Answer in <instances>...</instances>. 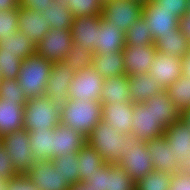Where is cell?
Masks as SVG:
<instances>
[{
	"mask_svg": "<svg viewBox=\"0 0 190 190\" xmlns=\"http://www.w3.org/2000/svg\"><path fill=\"white\" fill-rule=\"evenodd\" d=\"M130 141H139L135 136L124 134L118 128L101 120L87 136L86 143L93 147L105 160L106 164L115 165L126 155Z\"/></svg>",
	"mask_w": 190,
	"mask_h": 190,
	"instance_id": "cell-1",
	"label": "cell"
},
{
	"mask_svg": "<svg viewBox=\"0 0 190 190\" xmlns=\"http://www.w3.org/2000/svg\"><path fill=\"white\" fill-rule=\"evenodd\" d=\"M102 103L97 101L69 100L61 104L60 123L83 133L86 137L102 120Z\"/></svg>",
	"mask_w": 190,
	"mask_h": 190,
	"instance_id": "cell-2",
	"label": "cell"
},
{
	"mask_svg": "<svg viewBox=\"0 0 190 190\" xmlns=\"http://www.w3.org/2000/svg\"><path fill=\"white\" fill-rule=\"evenodd\" d=\"M52 66L53 62L37 54L22 60L17 80L28 99L45 95Z\"/></svg>",
	"mask_w": 190,
	"mask_h": 190,
	"instance_id": "cell-3",
	"label": "cell"
},
{
	"mask_svg": "<svg viewBox=\"0 0 190 190\" xmlns=\"http://www.w3.org/2000/svg\"><path fill=\"white\" fill-rule=\"evenodd\" d=\"M61 105L42 95L28 99L24 106V129L29 131L55 129L60 123Z\"/></svg>",
	"mask_w": 190,
	"mask_h": 190,
	"instance_id": "cell-4",
	"label": "cell"
},
{
	"mask_svg": "<svg viewBox=\"0 0 190 190\" xmlns=\"http://www.w3.org/2000/svg\"><path fill=\"white\" fill-rule=\"evenodd\" d=\"M5 150L12 159L15 170L19 174H26L34 161L33 151L30 149V138L26 129L9 132L0 137Z\"/></svg>",
	"mask_w": 190,
	"mask_h": 190,
	"instance_id": "cell-5",
	"label": "cell"
},
{
	"mask_svg": "<svg viewBox=\"0 0 190 190\" xmlns=\"http://www.w3.org/2000/svg\"><path fill=\"white\" fill-rule=\"evenodd\" d=\"M143 11V3L136 0H113L103 4L102 19L106 23H112V27L124 32L140 19Z\"/></svg>",
	"mask_w": 190,
	"mask_h": 190,
	"instance_id": "cell-6",
	"label": "cell"
},
{
	"mask_svg": "<svg viewBox=\"0 0 190 190\" xmlns=\"http://www.w3.org/2000/svg\"><path fill=\"white\" fill-rule=\"evenodd\" d=\"M104 80L93 65L76 72L69 86L70 100L86 99L100 102Z\"/></svg>",
	"mask_w": 190,
	"mask_h": 190,
	"instance_id": "cell-7",
	"label": "cell"
},
{
	"mask_svg": "<svg viewBox=\"0 0 190 190\" xmlns=\"http://www.w3.org/2000/svg\"><path fill=\"white\" fill-rule=\"evenodd\" d=\"M118 165L125 170L134 182L151 173L153 171L152 158L146 148V142L130 141L127 153L121 157Z\"/></svg>",
	"mask_w": 190,
	"mask_h": 190,
	"instance_id": "cell-8",
	"label": "cell"
},
{
	"mask_svg": "<svg viewBox=\"0 0 190 190\" xmlns=\"http://www.w3.org/2000/svg\"><path fill=\"white\" fill-rule=\"evenodd\" d=\"M73 44L70 29H49L36 45V54L56 63L62 62Z\"/></svg>",
	"mask_w": 190,
	"mask_h": 190,
	"instance_id": "cell-9",
	"label": "cell"
},
{
	"mask_svg": "<svg viewBox=\"0 0 190 190\" xmlns=\"http://www.w3.org/2000/svg\"><path fill=\"white\" fill-rule=\"evenodd\" d=\"M149 26L153 40L167 33H174L179 28V19L168 11L161 8L154 0L143 4L141 16Z\"/></svg>",
	"mask_w": 190,
	"mask_h": 190,
	"instance_id": "cell-10",
	"label": "cell"
},
{
	"mask_svg": "<svg viewBox=\"0 0 190 190\" xmlns=\"http://www.w3.org/2000/svg\"><path fill=\"white\" fill-rule=\"evenodd\" d=\"M75 73L69 65L63 62L53 63L46 82L45 96L60 105L68 102L70 100L69 86Z\"/></svg>",
	"mask_w": 190,
	"mask_h": 190,
	"instance_id": "cell-11",
	"label": "cell"
},
{
	"mask_svg": "<svg viewBox=\"0 0 190 190\" xmlns=\"http://www.w3.org/2000/svg\"><path fill=\"white\" fill-rule=\"evenodd\" d=\"M133 121L131 124L132 134L140 141L162 136L165 130L156 122L157 118L152 108L142 103H133Z\"/></svg>",
	"mask_w": 190,
	"mask_h": 190,
	"instance_id": "cell-12",
	"label": "cell"
},
{
	"mask_svg": "<svg viewBox=\"0 0 190 190\" xmlns=\"http://www.w3.org/2000/svg\"><path fill=\"white\" fill-rule=\"evenodd\" d=\"M26 175L38 190H68L70 186L56 171L52 160L35 161Z\"/></svg>",
	"mask_w": 190,
	"mask_h": 190,
	"instance_id": "cell-13",
	"label": "cell"
},
{
	"mask_svg": "<svg viewBox=\"0 0 190 190\" xmlns=\"http://www.w3.org/2000/svg\"><path fill=\"white\" fill-rule=\"evenodd\" d=\"M174 153L173 157L184 169H190V128L180 118L166 128L164 134Z\"/></svg>",
	"mask_w": 190,
	"mask_h": 190,
	"instance_id": "cell-14",
	"label": "cell"
},
{
	"mask_svg": "<svg viewBox=\"0 0 190 190\" xmlns=\"http://www.w3.org/2000/svg\"><path fill=\"white\" fill-rule=\"evenodd\" d=\"M101 18L98 15L73 18L70 26L73 44L95 53L98 30L101 29Z\"/></svg>",
	"mask_w": 190,
	"mask_h": 190,
	"instance_id": "cell-15",
	"label": "cell"
},
{
	"mask_svg": "<svg viewBox=\"0 0 190 190\" xmlns=\"http://www.w3.org/2000/svg\"><path fill=\"white\" fill-rule=\"evenodd\" d=\"M182 69V58H176L156 51L149 74L158 82L163 90H166L182 76Z\"/></svg>",
	"mask_w": 190,
	"mask_h": 190,
	"instance_id": "cell-16",
	"label": "cell"
},
{
	"mask_svg": "<svg viewBox=\"0 0 190 190\" xmlns=\"http://www.w3.org/2000/svg\"><path fill=\"white\" fill-rule=\"evenodd\" d=\"M156 51L154 45H126L123 49L125 75L149 73Z\"/></svg>",
	"mask_w": 190,
	"mask_h": 190,
	"instance_id": "cell-17",
	"label": "cell"
},
{
	"mask_svg": "<svg viewBox=\"0 0 190 190\" xmlns=\"http://www.w3.org/2000/svg\"><path fill=\"white\" fill-rule=\"evenodd\" d=\"M146 148L152 158L153 170H162L174 175L184 169L175 161L174 153L164 135L146 141Z\"/></svg>",
	"mask_w": 190,
	"mask_h": 190,
	"instance_id": "cell-18",
	"label": "cell"
},
{
	"mask_svg": "<svg viewBox=\"0 0 190 190\" xmlns=\"http://www.w3.org/2000/svg\"><path fill=\"white\" fill-rule=\"evenodd\" d=\"M87 137L71 127L59 123L54 129V154L53 159L65 156L68 153L77 154L86 144Z\"/></svg>",
	"mask_w": 190,
	"mask_h": 190,
	"instance_id": "cell-19",
	"label": "cell"
},
{
	"mask_svg": "<svg viewBox=\"0 0 190 190\" xmlns=\"http://www.w3.org/2000/svg\"><path fill=\"white\" fill-rule=\"evenodd\" d=\"M19 31L33 40L37 45L47 34L50 26L41 16V12L19 7L18 22Z\"/></svg>",
	"mask_w": 190,
	"mask_h": 190,
	"instance_id": "cell-20",
	"label": "cell"
},
{
	"mask_svg": "<svg viewBox=\"0 0 190 190\" xmlns=\"http://www.w3.org/2000/svg\"><path fill=\"white\" fill-rule=\"evenodd\" d=\"M147 107L152 108L156 122L166 131V128L181 118V112L171 101L165 90L149 100L143 102Z\"/></svg>",
	"mask_w": 190,
	"mask_h": 190,
	"instance_id": "cell-21",
	"label": "cell"
},
{
	"mask_svg": "<svg viewBox=\"0 0 190 190\" xmlns=\"http://www.w3.org/2000/svg\"><path fill=\"white\" fill-rule=\"evenodd\" d=\"M102 120L109 123L112 128H118L124 134L132 132L133 102L117 104H102Z\"/></svg>",
	"mask_w": 190,
	"mask_h": 190,
	"instance_id": "cell-22",
	"label": "cell"
},
{
	"mask_svg": "<svg viewBox=\"0 0 190 190\" xmlns=\"http://www.w3.org/2000/svg\"><path fill=\"white\" fill-rule=\"evenodd\" d=\"M128 78V91L133 103H142L164 91L149 73L132 75Z\"/></svg>",
	"mask_w": 190,
	"mask_h": 190,
	"instance_id": "cell-23",
	"label": "cell"
},
{
	"mask_svg": "<svg viewBox=\"0 0 190 190\" xmlns=\"http://www.w3.org/2000/svg\"><path fill=\"white\" fill-rule=\"evenodd\" d=\"M126 46L125 32L112 27V23H106L101 18V29L98 30L97 50L94 54H107L123 51Z\"/></svg>",
	"mask_w": 190,
	"mask_h": 190,
	"instance_id": "cell-24",
	"label": "cell"
},
{
	"mask_svg": "<svg viewBox=\"0 0 190 190\" xmlns=\"http://www.w3.org/2000/svg\"><path fill=\"white\" fill-rule=\"evenodd\" d=\"M24 106L0 98V137L24 127Z\"/></svg>",
	"mask_w": 190,
	"mask_h": 190,
	"instance_id": "cell-25",
	"label": "cell"
},
{
	"mask_svg": "<svg viewBox=\"0 0 190 190\" xmlns=\"http://www.w3.org/2000/svg\"><path fill=\"white\" fill-rule=\"evenodd\" d=\"M129 78L127 75L109 77L104 80L102 91L100 93V102L102 104H121L132 102L128 91Z\"/></svg>",
	"mask_w": 190,
	"mask_h": 190,
	"instance_id": "cell-26",
	"label": "cell"
},
{
	"mask_svg": "<svg viewBox=\"0 0 190 190\" xmlns=\"http://www.w3.org/2000/svg\"><path fill=\"white\" fill-rule=\"evenodd\" d=\"M156 50L176 58H183L190 52V42L178 28L174 33H167L154 40Z\"/></svg>",
	"mask_w": 190,
	"mask_h": 190,
	"instance_id": "cell-27",
	"label": "cell"
},
{
	"mask_svg": "<svg viewBox=\"0 0 190 190\" xmlns=\"http://www.w3.org/2000/svg\"><path fill=\"white\" fill-rule=\"evenodd\" d=\"M28 135L34 161L52 160L54 154V129L29 131Z\"/></svg>",
	"mask_w": 190,
	"mask_h": 190,
	"instance_id": "cell-28",
	"label": "cell"
},
{
	"mask_svg": "<svg viewBox=\"0 0 190 190\" xmlns=\"http://www.w3.org/2000/svg\"><path fill=\"white\" fill-rule=\"evenodd\" d=\"M93 66L98 74L104 79L115 76H124L125 67L123 51H112L110 54H94Z\"/></svg>",
	"mask_w": 190,
	"mask_h": 190,
	"instance_id": "cell-29",
	"label": "cell"
},
{
	"mask_svg": "<svg viewBox=\"0 0 190 190\" xmlns=\"http://www.w3.org/2000/svg\"><path fill=\"white\" fill-rule=\"evenodd\" d=\"M41 16L51 29H70L73 22L72 13L62 0H52Z\"/></svg>",
	"mask_w": 190,
	"mask_h": 190,
	"instance_id": "cell-30",
	"label": "cell"
},
{
	"mask_svg": "<svg viewBox=\"0 0 190 190\" xmlns=\"http://www.w3.org/2000/svg\"><path fill=\"white\" fill-rule=\"evenodd\" d=\"M0 52L15 53V56L24 60L36 54V45L33 40L18 31L7 39H0Z\"/></svg>",
	"mask_w": 190,
	"mask_h": 190,
	"instance_id": "cell-31",
	"label": "cell"
},
{
	"mask_svg": "<svg viewBox=\"0 0 190 190\" xmlns=\"http://www.w3.org/2000/svg\"><path fill=\"white\" fill-rule=\"evenodd\" d=\"M77 156L80 181L82 182L88 180L90 175L106 164L103 157L87 143L79 149Z\"/></svg>",
	"mask_w": 190,
	"mask_h": 190,
	"instance_id": "cell-32",
	"label": "cell"
},
{
	"mask_svg": "<svg viewBox=\"0 0 190 190\" xmlns=\"http://www.w3.org/2000/svg\"><path fill=\"white\" fill-rule=\"evenodd\" d=\"M165 92L181 113L190 109V77L182 75Z\"/></svg>",
	"mask_w": 190,
	"mask_h": 190,
	"instance_id": "cell-33",
	"label": "cell"
},
{
	"mask_svg": "<svg viewBox=\"0 0 190 190\" xmlns=\"http://www.w3.org/2000/svg\"><path fill=\"white\" fill-rule=\"evenodd\" d=\"M52 161L56 171L62 175L69 185L80 181L77 154L68 153L65 156H58L52 159Z\"/></svg>",
	"mask_w": 190,
	"mask_h": 190,
	"instance_id": "cell-34",
	"label": "cell"
},
{
	"mask_svg": "<svg viewBox=\"0 0 190 190\" xmlns=\"http://www.w3.org/2000/svg\"><path fill=\"white\" fill-rule=\"evenodd\" d=\"M171 176L172 174L166 171L153 170L135 182V190H169Z\"/></svg>",
	"mask_w": 190,
	"mask_h": 190,
	"instance_id": "cell-35",
	"label": "cell"
},
{
	"mask_svg": "<svg viewBox=\"0 0 190 190\" xmlns=\"http://www.w3.org/2000/svg\"><path fill=\"white\" fill-rule=\"evenodd\" d=\"M125 37L126 45H154V40L149 31V26L142 17L135 21L127 32H125Z\"/></svg>",
	"mask_w": 190,
	"mask_h": 190,
	"instance_id": "cell-36",
	"label": "cell"
},
{
	"mask_svg": "<svg viewBox=\"0 0 190 190\" xmlns=\"http://www.w3.org/2000/svg\"><path fill=\"white\" fill-rule=\"evenodd\" d=\"M93 61L94 53L72 44L62 62L69 65L75 72H78L93 65Z\"/></svg>",
	"mask_w": 190,
	"mask_h": 190,
	"instance_id": "cell-37",
	"label": "cell"
},
{
	"mask_svg": "<svg viewBox=\"0 0 190 190\" xmlns=\"http://www.w3.org/2000/svg\"><path fill=\"white\" fill-rule=\"evenodd\" d=\"M71 11L73 18L102 15L103 3L101 0H62Z\"/></svg>",
	"mask_w": 190,
	"mask_h": 190,
	"instance_id": "cell-38",
	"label": "cell"
},
{
	"mask_svg": "<svg viewBox=\"0 0 190 190\" xmlns=\"http://www.w3.org/2000/svg\"><path fill=\"white\" fill-rule=\"evenodd\" d=\"M135 182L118 164H108V190H135Z\"/></svg>",
	"mask_w": 190,
	"mask_h": 190,
	"instance_id": "cell-39",
	"label": "cell"
},
{
	"mask_svg": "<svg viewBox=\"0 0 190 190\" xmlns=\"http://www.w3.org/2000/svg\"><path fill=\"white\" fill-rule=\"evenodd\" d=\"M0 98L25 106L28 98L17 79H0Z\"/></svg>",
	"mask_w": 190,
	"mask_h": 190,
	"instance_id": "cell-40",
	"label": "cell"
},
{
	"mask_svg": "<svg viewBox=\"0 0 190 190\" xmlns=\"http://www.w3.org/2000/svg\"><path fill=\"white\" fill-rule=\"evenodd\" d=\"M22 59L15 53L0 52L1 79H17L20 72Z\"/></svg>",
	"mask_w": 190,
	"mask_h": 190,
	"instance_id": "cell-41",
	"label": "cell"
},
{
	"mask_svg": "<svg viewBox=\"0 0 190 190\" xmlns=\"http://www.w3.org/2000/svg\"><path fill=\"white\" fill-rule=\"evenodd\" d=\"M19 7L0 11V39H7L19 31L18 22Z\"/></svg>",
	"mask_w": 190,
	"mask_h": 190,
	"instance_id": "cell-42",
	"label": "cell"
},
{
	"mask_svg": "<svg viewBox=\"0 0 190 190\" xmlns=\"http://www.w3.org/2000/svg\"><path fill=\"white\" fill-rule=\"evenodd\" d=\"M19 173L15 170L12 159L0 141V179L10 181Z\"/></svg>",
	"mask_w": 190,
	"mask_h": 190,
	"instance_id": "cell-43",
	"label": "cell"
},
{
	"mask_svg": "<svg viewBox=\"0 0 190 190\" xmlns=\"http://www.w3.org/2000/svg\"><path fill=\"white\" fill-rule=\"evenodd\" d=\"M85 182L94 190H108V164L95 171Z\"/></svg>",
	"mask_w": 190,
	"mask_h": 190,
	"instance_id": "cell-44",
	"label": "cell"
},
{
	"mask_svg": "<svg viewBox=\"0 0 190 190\" xmlns=\"http://www.w3.org/2000/svg\"><path fill=\"white\" fill-rule=\"evenodd\" d=\"M161 8L171 11L178 19L187 13L188 0H154Z\"/></svg>",
	"mask_w": 190,
	"mask_h": 190,
	"instance_id": "cell-45",
	"label": "cell"
},
{
	"mask_svg": "<svg viewBox=\"0 0 190 190\" xmlns=\"http://www.w3.org/2000/svg\"><path fill=\"white\" fill-rule=\"evenodd\" d=\"M169 190H190V169L172 175Z\"/></svg>",
	"mask_w": 190,
	"mask_h": 190,
	"instance_id": "cell-46",
	"label": "cell"
},
{
	"mask_svg": "<svg viewBox=\"0 0 190 190\" xmlns=\"http://www.w3.org/2000/svg\"><path fill=\"white\" fill-rule=\"evenodd\" d=\"M6 190H38L26 174H18L8 181Z\"/></svg>",
	"mask_w": 190,
	"mask_h": 190,
	"instance_id": "cell-47",
	"label": "cell"
},
{
	"mask_svg": "<svg viewBox=\"0 0 190 190\" xmlns=\"http://www.w3.org/2000/svg\"><path fill=\"white\" fill-rule=\"evenodd\" d=\"M52 0H18L19 7L43 12Z\"/></svg>",
	"mask_w": 190,
	"mask_h": 190,
	"instance_id": "cell-48",
	"label": "cell"
},
{
	"mask_svg": "<svg viewBox=\"0 0 190 190\" xmlns=\"http://www.w3.org/2000/svg\"><path fill=\"white\" fill-rule=\"evenodd\" d=\"M179 29L190 42V12H187L179 19Z\"/></svg>",
	"mask_w": 190,
	"mask_h": 190,
	"instance_id": "cell-49",
	"label": "cell"
},
{
	"mask_svg": "<svg viewBox=\"0 0 190 190\" xmlns=\"http://www.w3.org/2000/svg\"><path fill=\"white\" fill-rule=\"evenodd\" d=\"M18 7V0H0V11L12 10Z\"/></svg>",
	"mask_w": 190,
	"mask_h": 190,
	"instance_id": "cell-50",
	"label": "cell"
},
{
	"mask_svg": "<svg viewBox=\"0 0 190 190\" xmlns=\"http://www.w3.org/2000/svg\"><path fill=\"white\" fill-rule=\"evenodd\" d=\"M182 75L190 77V52L182 58Z\"/></svg>",
	"mask_w": 190,
	"mask_h": 190,
	"instance_id": "cell-51",
	"label": "cell"
},
{
	"mask_svg": "<svg viewBox=\"0 0 190 190\" xmlns=\"http://www.w3.org/2000/svg\"><path fill=\"white\" fill-rule=\"evenodd\" d=\"M68 190H94V189L90 187L89 183L78 181L74 184H71Z\"/></svg>",
	"mask_w": 190,
	"mask_h": 190,
	"instance_id": "cell-52",
	"label": "cell"
},
{
	"mask_svg": "<svg viewBox=\"0 0 190 190\" xmlns=\"http://www.w3.org/2000/svg\"><path fill=\"white\" fill-rule=\"evenodd\" d=\"M181 118L188 124L190 128V109H187L184 112H182Z\"/></svg>",
	"mask_w": 190,
	"mask_h": 190,
	"instance_id": "cell-53",
	"label": "cell"
},
{
	"mask_svg": "<svg viewBox=\"0 0 190 190\" xmlns=\"http://www.w3.org/2000/svg\"><path fill=\"white\" fill-rule=\"evenodd\" d=\"M7 184H8V181L0 179V190H6Z\"/></svg>",
	"mask_w": 190,
	"mask_h": 190,
	"instance_id": "cell-54",
	"label": "cell"
},
{
	"mask_svg": "<svg viewBox=\"0 0 190 190\" xmlns=\"http://www.w3.org/2000/svg\"><path fill=\"white\" fill-rule=\"evenodd\" d=\"M187 12H190V0H188V3H187Z\"/></svg>",
	"mask_w": 190,
	"mask_h": 190,
	"instance_id": "cell-55",
	"label": "cell"
},
{
	"mask_svg": "<svg viewBox=\"0 0 190 190\" xmlns=\"http://www.w3.org/2000/svg\"><path fill=\"white\" fill-rule=\"evenodd\" d=\"M136 1H139V2H141V3H143V4H145L146 2H148V1H150V0H136Z\"/></svg>",
	"mask_w": 190,
	"mask_h": 190,
	"instance_id": "cell-56",
	"label": "cell"
},
{
	"mask_svg": "<svg viewBox=\"0 0 190 190\" xmlns=\"http://www.w3.org/2000/svg\"><path fill=\"white\" fill-rule=\"evenodd\" d=\"M103 4L107 3V2H110V1H113V0H101Z\"/></svg>",
	"mask_w": 190,
	"mask_h": 190,
	"instance_id": "cell-57",
	"label": "cell"
}]
</instances>
